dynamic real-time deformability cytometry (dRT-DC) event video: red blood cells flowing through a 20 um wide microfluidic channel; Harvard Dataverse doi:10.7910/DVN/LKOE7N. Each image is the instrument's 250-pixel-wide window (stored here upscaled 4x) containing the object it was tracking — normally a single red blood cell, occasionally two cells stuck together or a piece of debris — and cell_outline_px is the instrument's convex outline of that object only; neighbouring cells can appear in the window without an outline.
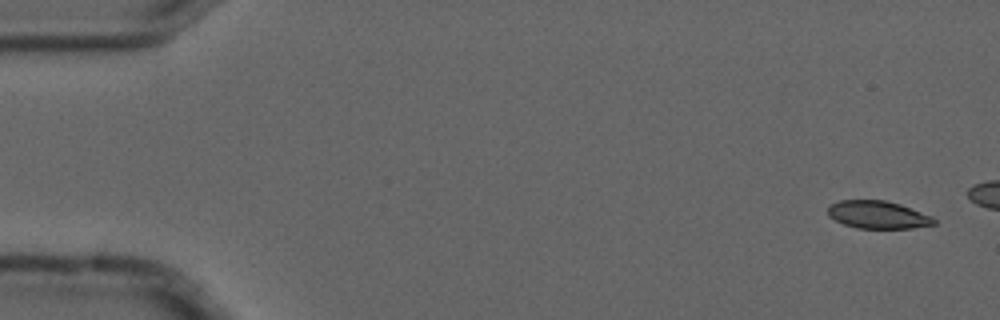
{"species": "common noctule bat (a hibernating species)", "species_latin": "Nyctalus noctula", "temperature_condition": "cold", "stored_images_in_passage": 5, "camera_frame_rate_fps": 3000, "um_per_image_px": 0.085, "animal": {"sex": "male", "forearm_length_mm": 52.5}, "frame": {"image": 1, "passage_image": 1, "time_ms": 0.0, "image_size_px": [1000, 320], "cell_outline_px": [[936, 224], [912, 228], [856, 228], [844, 224], [828, 216], [828, 208], [832, 204], [840, 200], [884, 200], [900, 204], [932, 216], [936, 220]], "centroid_in_image_um": [74.63, 18.25], "position_along_channel_um": 10.4, "area_um2": 17.05}}